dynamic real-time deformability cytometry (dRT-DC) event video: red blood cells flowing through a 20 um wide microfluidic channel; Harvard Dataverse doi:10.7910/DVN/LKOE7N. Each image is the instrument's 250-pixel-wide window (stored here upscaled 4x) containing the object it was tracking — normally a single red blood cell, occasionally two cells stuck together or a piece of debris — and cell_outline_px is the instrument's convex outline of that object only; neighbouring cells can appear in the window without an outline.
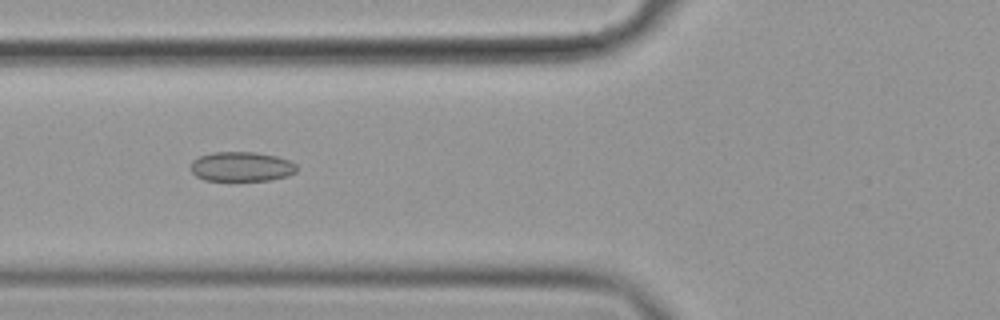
{"species": "common noctule bat (a hibernating species)", "species_latin": "Nyctalus noctula", "temperature_condition": "cold", "stored_images_in_passage": 57, "camera_frame_rate_fps": 3000, "um_per_image_px": 0.085, "animal": {"sex": "female", "body_mass_g": 19.9}, "frame": {"image": 1, "passage_image": 22, "time_ms": 7.0, "image_size_px": [1000, 320], "cell_outline_px": [[296, 172], [288, 176], [268, 180], [204, 180], [196, 176], [192, 172], [192, 160], [200, 156], [212, 152], [256, 152], [276, 156], [288, 160], [296, 164]], "centroid_in_image_um": [20.53, 14.16], "position_along_channel_um": 105.3, "area_um2": 18.21}}
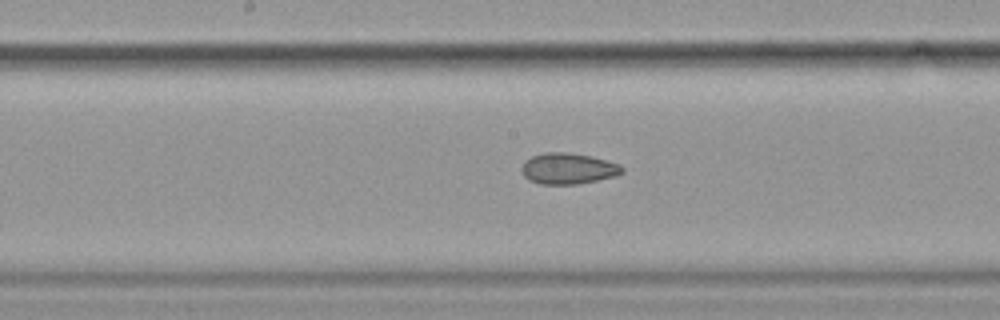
{"frame": {"image": 2, "passage_image": 30, "time_ms": 9.667, "image_size_px": [1000, 320], "cell_outline_px": [[624, 172], [616, 176], [576, 184], [540, 184], [528, 180], [524, 176], [520, 168], [524, 160], [532, 156], [544, 152], [568, 152], [592, 156], [620, 164], [624, 168]], "centroid_in_image_um": [48.27, 14.32], "position_along_channel_um": 199.9, "area_um2": 18.38}}
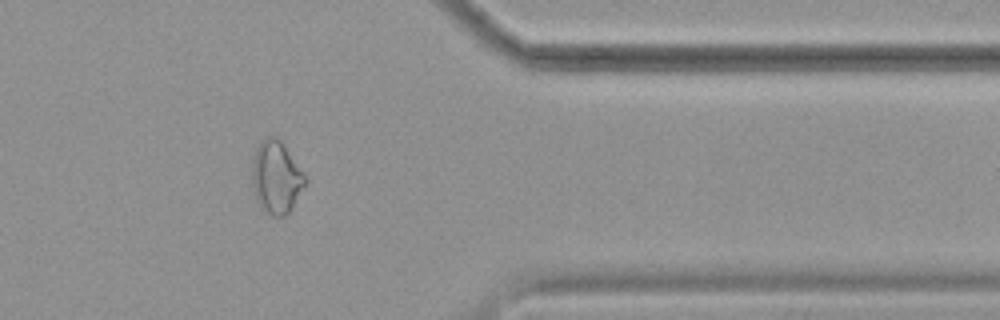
{"frame": {"image": 3, "passage_image": 47, "time_ms": 15.333, "image_size_px": [1000, 320], "cell_outline_px": [[308, 184], [292, 208], [284, 216], [272, 216], [264, 212], [260, 208], [256, 200], [252, 184], [252, 160], [256, 148], [260, 140], [268, 136], [276, 136], [284, 144], [304, 172], [308, 180]], "centroid_in_image_um": [23.5, 15.07], "position_along_channel_um": 387.9, "area_um2": 23.06}, "authors_computed_cell_mechanics": {"area_um2": 20.7502, "velocity_mm_per_s": 3.5446, "shape_relaxation_time_tau1_ms": 10.7957, "shape_relaxation_time_tau2_ms": 6.914, "deformation_change_tau1": 0.1186, "deformation_change_tau2": 0.1227}}